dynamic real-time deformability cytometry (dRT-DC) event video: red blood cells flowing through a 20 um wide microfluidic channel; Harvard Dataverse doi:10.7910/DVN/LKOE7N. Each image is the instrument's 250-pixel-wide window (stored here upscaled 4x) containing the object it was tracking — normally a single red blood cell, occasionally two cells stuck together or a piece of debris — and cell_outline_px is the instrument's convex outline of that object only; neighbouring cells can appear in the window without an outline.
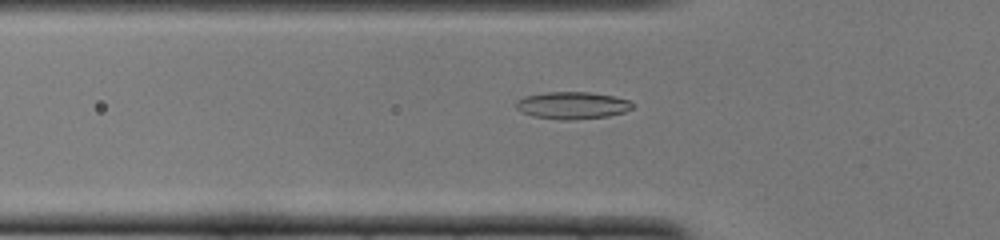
{"species": "common noctule bat (a hibernating species)", "species_latin": "Nyctalus noctula", "temperature_condition": "cold", "stored_images_in_passage": 51, "camera_frame_rate_fps": 3000, "um_per_image_px": 0.085, "animal": {"sex": "female", "body_mass_g": 22.0, "forearm_length_mm": 56.7}, "frame": {"image": 1, "passage_image": 17, "time_ms": 5.333, "image_size_px": [1000, 240], "cell_outline_px": [[636, 104], [632, 108], [624, 112], [608, 116], [568, 120], [560, 120], [532, 116], [516, 108], [516, 100], [524, 96], [544, 92], [588, 92], [612, 96], [628, 100]], "centroid_in_image_um": [48.64, 8.95], "position_along_channel_um": 77.2, "area_um2": 18.44}}
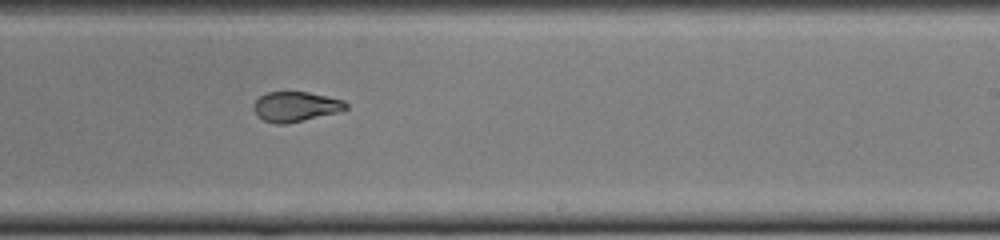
{"frame": {"image": 2, "passage_image": 31, "time_ms": 10.0, "image_size_px": [1000, 240], "cell_outline_px": [[348, 108], [340, 112], [284, 124], [276, 124], [264, 120], [256, 116], [252, 108], [256, 100], [260, 96], [268, 92], [308, 92], [344, 100], [348, 104]], "centroid_in_image_um": [25.13, 9.06], "position_along_channel_um": 263.9, "area_um2": 16.13}}
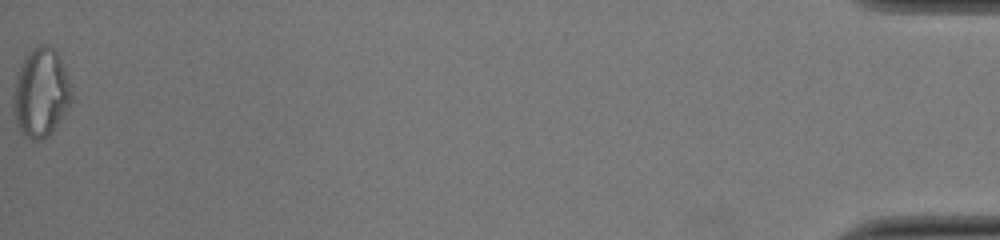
{"frame": {"image": 3, "passage_image": 51, "time_ms": 16.667, "image_size_px": [1000, 240], "cell_outline_px": [[72, 100], [68, 108], [52, 128], [40, 140], [32, 140], [24, 136], [20, 132], [16, 124], [12, 108], [12, 96], [16, 72], [24, 56], [32, 48], [40, 44], [48, 44], [60, 56], [72, 88]], "centroid_in_image_um": [3.43, 7.83], "position_along_channel_um": 431.8, "area_um2": 30.35}, "authors_computed_cell_mechanics": {"area_um2": 17.629, "velocity_mm_per_s": 4.003, "shape_relaxation_time_tau1_ms": null, "shape_relaxation_time_tau2_ms": 1.3191, "deformation_change_tau1": null, "deformation_change_tau2": 0.0619}}